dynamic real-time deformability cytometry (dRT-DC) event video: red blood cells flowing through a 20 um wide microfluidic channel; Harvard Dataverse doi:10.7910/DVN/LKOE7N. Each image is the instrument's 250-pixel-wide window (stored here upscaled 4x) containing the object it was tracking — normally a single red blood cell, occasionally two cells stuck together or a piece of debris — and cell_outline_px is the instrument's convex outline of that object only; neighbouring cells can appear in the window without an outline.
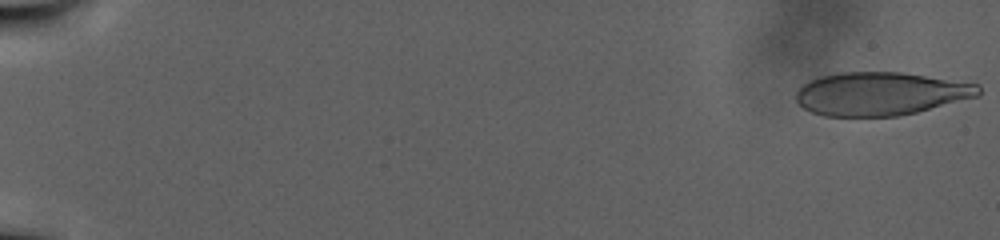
{"species": "human", "species_latin": "Homo sapiens", "temperature_condition": "warm", "stored_images_in_passage": 106, "camera_frame_rate_fps": 3000, "um_per_image_px": 0.085, "donor": {"sex": "male"}, "frame": {"image": 1, "passage_image": 1, "time_ms": 0.0, "image_size_px": [1000, 240], "cell_outline_px": [[980, 92], [976, 96], [916, 112], [900, 116], [824, 116], [812, 112], [804, 108], [796, 100], [796, 92], [808, 80], [820, 76], [840, 72], [900, 72], [980, 84]], "centroid_in_image_um": [74.81, 7.96], "position_along_channel_um": 10.2, "area_um2": 45.72}}
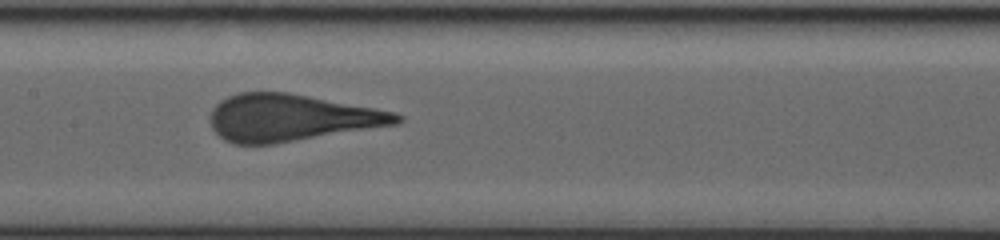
{"frame": {"image": 2, "passage_image": 57, "time_ms": 18.667, "image_size_px": [1000, 240], "cell_outline_px": [[404, 120], [396, 124], [276, 144], [232, 144], [224, 140], [212, 128], [212, 108], [220, 100], [236, 92], [288, 92], [396, 112], [404, 116]], "centroid_in_image_um": [24.74, 10.01], "position_along_channel_um": 182.7, "area_um2": 50.98}}
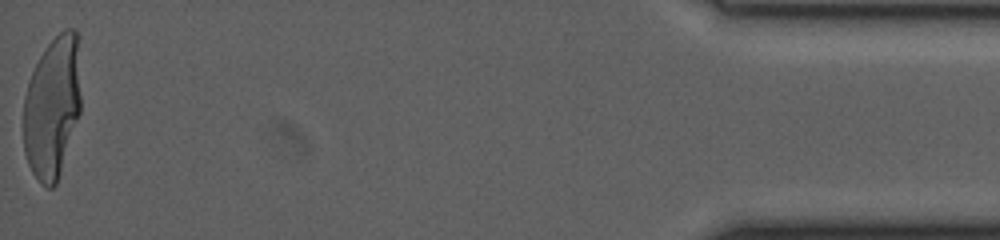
{"frame": {"image": 3, "passage_image": 106, "time_ms": 35.0, "image_size_px": [1000, 240], "cell_outline_px": [[80, 112], [56, 184], [52, 188], [44, 188], [40, 184], [32, 172], [28, 164], [24, 152], [24, 96], [28, 80], [40, 56], [48, 44], [64, 28], [76, 28], [80, 96]], "centroid_in_image_um": [4.42, 9.14], "position_along_channel_um": 430.8, "area_um2": 47.28}}